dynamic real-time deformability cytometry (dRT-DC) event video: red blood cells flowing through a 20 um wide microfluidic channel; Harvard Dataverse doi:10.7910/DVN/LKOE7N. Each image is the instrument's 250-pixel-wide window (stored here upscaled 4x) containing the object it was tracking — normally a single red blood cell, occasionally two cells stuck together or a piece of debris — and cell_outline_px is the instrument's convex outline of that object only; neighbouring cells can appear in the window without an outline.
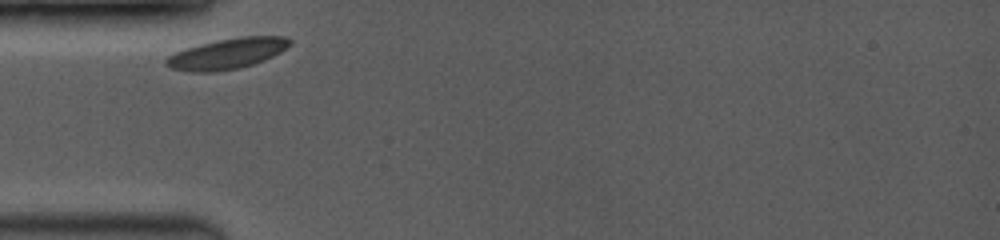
{"species": "common noctule bat (a hibernating species)", "species_latin": "Nyctalus noctula", "temperature_condition": "room temperature", "stored_images_in_passage": 19, "camera_frame_rate_fps": 3500, "um_per_image_px": 0.085, "animal": {"sex": "female", "body_mass_g": 19.0, "forearm_length_mm": 53.3}, "frame": {"image": 1, "passage_image": 1, "time_ms": 0.0, "image_size_px": [1000, 240], "cell_outline_px": [[292, 44], [280, 52], [264, 60], [240, 68], [216, 72], [188, 72], [172, 68], [164, 64], [164, 60], [168, 56], [184, 48], [200, 44], [240, 36], [284, 36], [292, 40]], "centroid_in_image_um": [19.3, 4.56], "position_along_channel_um": 65.7, "area_um2": 22.14}}
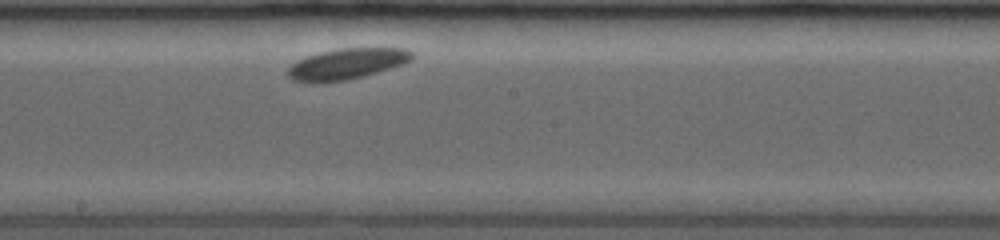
{"frame": {"image": 2, "passage_image": 11, "time_ms": 4.286, "image_size_px": [1000, 240], "cell_outline_px": [[416, 56], [412, 60], [376, 72], [348, 80], [292, 80], [288, 76], [288, 68], [292, 64], [308, 56], [320, 52], [340, 48], [404, 48], [412, 52]], "centroid_in_image_um": [29.55, 5.38], "position_along_channel_um": 218.7, "area_um2": 21.44}}
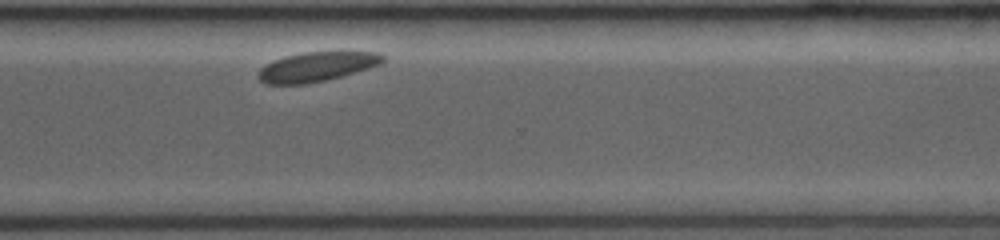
{"frame": {"image": 3, "passage_image": 19, "time_ms": 7.714, "image_size_px": [1000, 240], "cell_outline_px": [[384, 60], [380, 64], [368, 68], [340, 76], [308, 84], [264, 84], [256, 76], [260, 68], [272, 60], [284, 56], [304, 52], [380, 52], [384, 56]], "centroid_in_image_um": [26.86, 5.67], "position_along_channel_um": 343.7, "area_um2": 21.33}}